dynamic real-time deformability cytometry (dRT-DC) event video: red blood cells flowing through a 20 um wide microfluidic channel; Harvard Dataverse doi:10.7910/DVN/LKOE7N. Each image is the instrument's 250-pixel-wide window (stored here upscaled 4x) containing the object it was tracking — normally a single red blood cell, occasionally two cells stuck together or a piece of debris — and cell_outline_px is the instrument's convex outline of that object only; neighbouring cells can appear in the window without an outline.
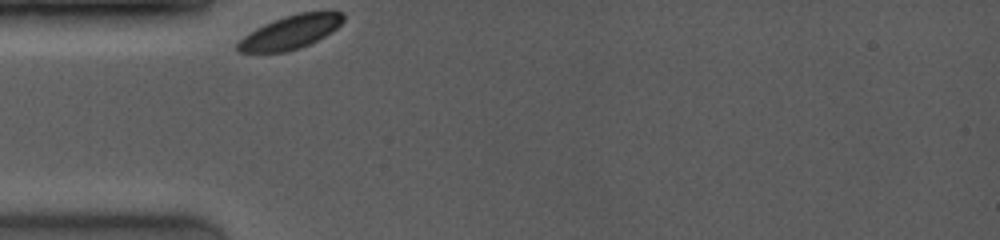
{"species": "common noctule bat (a hibernating species)", "species_latin": "Nyctalus noctula", "temperature_condition": "room temperature", "stored_images_in_passage": 13, "camera_frame_rate_fps": 4000, "um_per_image_px": 0.085, "animal": {"sex": "female", "body_mass_g": 19.0, "forearm_length_mm": 53.3}, "frame": {"image": 1, "passage_image": 1, "time_ms": 0.0, "image_size_px": [1000, 240], "cell_outline_px": [[344, 20], [336, 28], [324, 36], [300, 48], [284, 52], [240, 52], [236, 48], [236, 44], [244, 36], [256, 28], [264, 24], [284, 16], [300, 12], [344, 12]], "centroid_in_image_um": [24.67, 2.73], "position_along_channel_um": 60.3, "area_um2": 20.29}}